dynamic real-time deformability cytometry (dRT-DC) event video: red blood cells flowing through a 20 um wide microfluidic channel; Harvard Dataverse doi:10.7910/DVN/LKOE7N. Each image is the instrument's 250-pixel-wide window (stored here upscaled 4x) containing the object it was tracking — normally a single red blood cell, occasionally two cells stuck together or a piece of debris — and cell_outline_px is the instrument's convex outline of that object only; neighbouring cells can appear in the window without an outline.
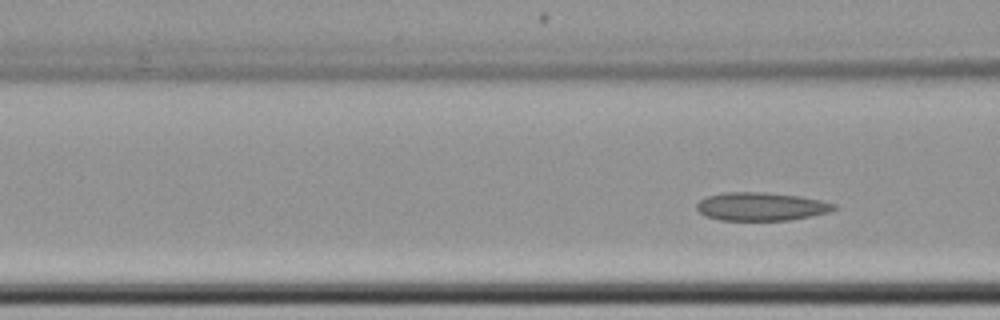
{"species": "common noctule bat (a hibernating species)", "species_latin": "Nyctalus noctula", "temperature_condition": "cold", "stored_images_in_passage": 7, "segment_of_instrument_passage": [2, 2], "camera_frame_rate_fps": 3000, "um_per_image_px": 0.085, "animal": {"sex": "female", "body_mass_g": 22.7, "forearm_length_mm": 54.2}, "frame": {"image": 1, "passage_image": 7, "time_ms": 8.333, "image_size_px": [1000, 320], "cell_outline_px": [[836, 208], [828, 212], [812, 216], [788, 220], [720, 220], [704, 216], [696, 208], [696, 204], [700, 200], [708, 196], [724, 192], [764, 192], [800, 196], [820, 200], [836, 204]], "centroid_in_image_um": [64.68, 17.55], "position_along_channel_um": 101.9, "area_um2": 22.6}}